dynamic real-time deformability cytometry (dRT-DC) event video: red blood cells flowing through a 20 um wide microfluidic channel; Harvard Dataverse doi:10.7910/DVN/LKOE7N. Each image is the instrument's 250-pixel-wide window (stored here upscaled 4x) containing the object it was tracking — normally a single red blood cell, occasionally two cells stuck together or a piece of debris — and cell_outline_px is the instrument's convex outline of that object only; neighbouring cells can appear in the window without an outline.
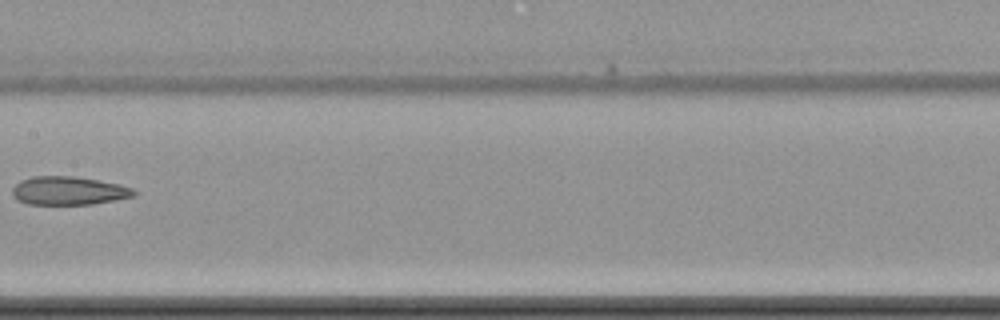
{"species": "common noctule bat (a hibernating species)", "species_latin": "Nyctalus noctula", "temperature_condition": "cold", "stored_images_in_passage": 10, "camera_frame_rate_fps": 3000, "um_per_image_px": 0.085, "animal": {"sex": "female", "body_mass_g": 22.7, "forearm_length_mm": 54.2}, "frame": {"image": 1, "passage_image": 9, "time_ms": 10.667, "image_size_px": [1000, 320], "cell_outline_px": [[136, 196], [116, 200], [92, 204], [28, 204], [16, 200], [12, 196], [12, 188], [20, 180], [32, 176], [72, 176], [100, 180], [120, 184], [132, 188], [136, 192]], "centroid_in_image_um": [5.83, 16.21], "position_along_channel_um": 201.6, "area_um2": 20.35}}
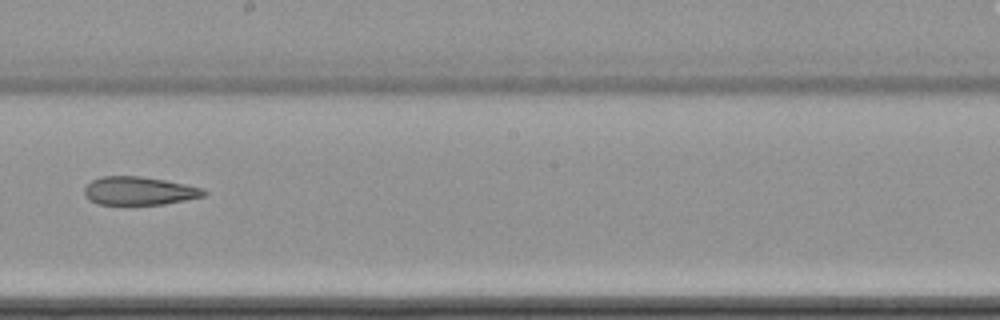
{"frame": {"image": 2, "passage_image": 10, "time_ms": 11.667, "image_size_px": [1000, 320], "cell_outline_px": [[208, 192], [204, 196], [164, 204], [96, 204], [88, 200], [84, 196], [84, 188], [92, 180], [100, 176], [140, 176], [188, 184], [200, 188]], "centroid_in_image_um": [11.79, 16.22], "position_along_channel_um": 236.4, "area_um2": 19.71}}